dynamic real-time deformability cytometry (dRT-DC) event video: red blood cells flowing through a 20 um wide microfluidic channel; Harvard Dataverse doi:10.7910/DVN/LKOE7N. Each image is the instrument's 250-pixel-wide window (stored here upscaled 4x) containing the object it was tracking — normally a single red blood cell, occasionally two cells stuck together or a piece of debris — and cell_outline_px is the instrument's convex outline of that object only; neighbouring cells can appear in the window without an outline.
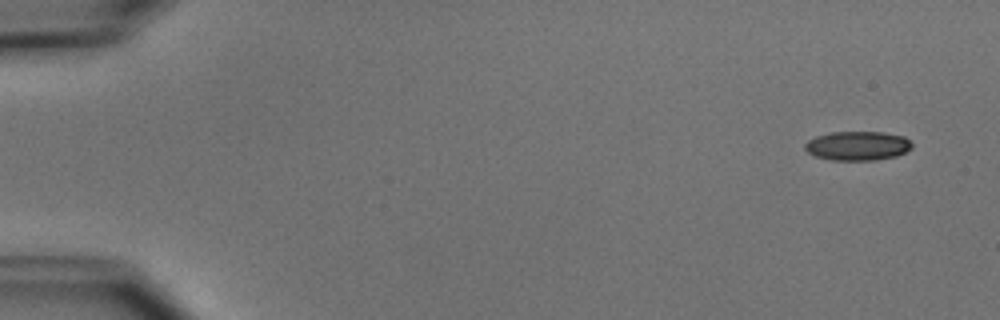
{"species": "common noctule bat (a hibernating species)", "species_latin": "Nyctalus noctula", "temperature_condition": "cold", "stored_images_in_passage": 7, "camera_frame_rate_fps": 3000, "um_per_image_px": 0.085, "animal": {"sex": "male", "body_mass_g": 15.6}, "frame": {"image": 1, "passage_image": 1, "time_ms": 0.0, "image_size_px": [1000, 320], "cell_outline_px": [[912, 148], [896, 156], [876, 160], [832, 160], [816, 156], [808, 152], [804, 148], [804, 144], [808, 140], [816, 136], [832, 132], [884, 132], [904, 136], [912, 144]], "centroid_in_image_um": [72.89, 12.39], "position_along_channel_um": 12.1, "area_um2": 18.15}}
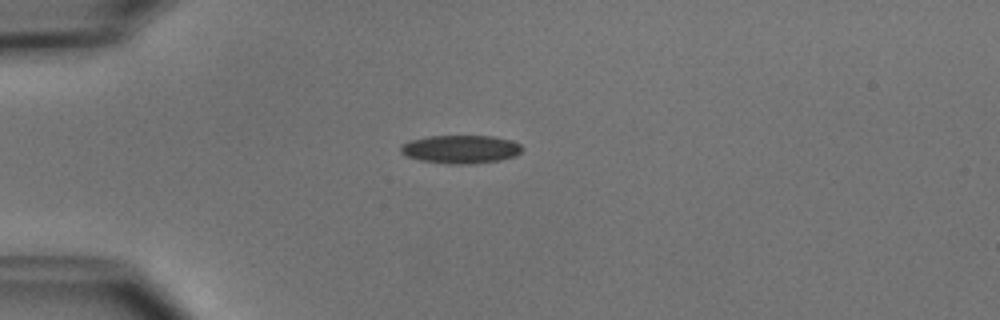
{"frame": {"image": 2, "passage_image": 4, "time_ms": 3.667, "image_size_px": [1000, 320], "cell_outline_px": [[524, 148], [516, 156], [500, 160], [472, 164], [448, 164], [420, 160], [404, 156], [400, 152], [400, 144], [408, 140], [428, 136], [492, 136], [512, 140], [520, 144]], "centroid_in_image_um": [39.13, 12.68], "position_along_channel_um": 45.9, "area_um2": 20.35}}
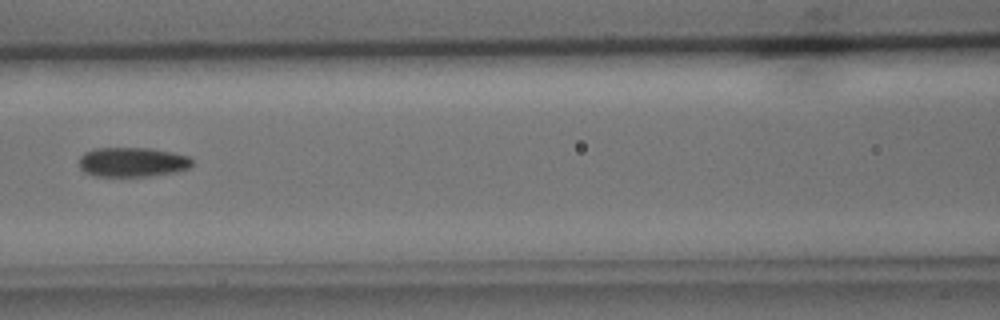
{"frame": {"image": 3, "passage_image": 7, "time_ms": 7.0, "image_size_px": [1000, 320], "cell_outline_px": [[192, 164], [188, 168], [180, 172], [148, 176], [96, 176], [84, 172], [80, 168], [80, 156], [84, 152], [96, 148], [152, 148], [172, 152], [188, 156], [192, 160]], "centroid_in_image_um": [11.27, 13.78], "position_along_channel_um": 155.3, "area_um2": 19.59}}